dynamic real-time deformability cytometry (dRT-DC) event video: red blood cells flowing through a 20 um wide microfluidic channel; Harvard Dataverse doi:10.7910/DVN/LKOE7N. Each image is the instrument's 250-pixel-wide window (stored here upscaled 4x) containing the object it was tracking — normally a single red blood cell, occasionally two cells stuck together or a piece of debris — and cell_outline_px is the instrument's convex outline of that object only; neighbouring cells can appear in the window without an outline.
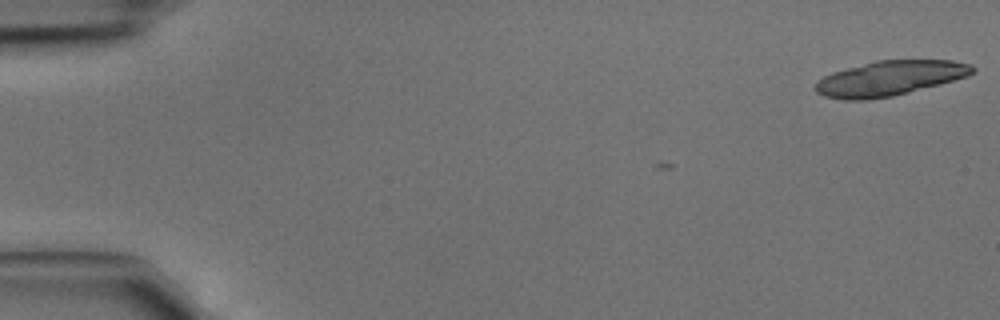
{"species": "common noctule bat (a hibernating species)", "species_latin": "Nyctalus noctula", "temperature_condition": "cold", "stored_images_in_passage": 3, "camera_frame_rate_fps": 3000, "um_per_image_px": 0.085, "animal": {"sex": "male", "body_mass_g": 15.6}, "frame": {"image": 1, "passage_image": 1, "time_ms": 0.0, "image_size_px": [1000, 320], "cell_outline_px": [[976, 72], [968, 76], [940, 84], [892, 96], [868, 100], [844, 100], [824, 96], [816, 92], [816, 80], [832, 72], [876, 60], [952, 60], [972, 64], [976, 68]], "centroid_in_image_um": [75.64, 6.65], "position_along_channel_um": 9.4, "area_um2": 32.02}}